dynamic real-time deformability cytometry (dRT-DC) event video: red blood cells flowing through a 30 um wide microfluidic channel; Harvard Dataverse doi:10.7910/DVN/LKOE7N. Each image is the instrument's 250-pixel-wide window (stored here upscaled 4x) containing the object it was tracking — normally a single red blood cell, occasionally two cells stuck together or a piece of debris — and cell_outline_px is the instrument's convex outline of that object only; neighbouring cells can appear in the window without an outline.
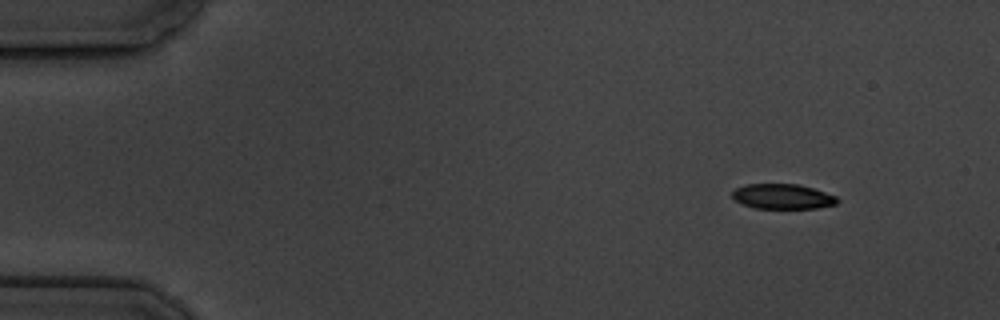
{"species": "common noctule bat (a hibernating species)", "species_latin": "Nyctalus noctula", "temperature_condition": "cold", "stored_images_in_passage": 3, "camera_frame_rate_fps": 3000, "um_per_image_px": 0.085, "animal": {"sex": "male", "body_mass_g": 19.5, "forearm_length_mm": 54.6}, "frame": {"image": 1, "passage_image": 1, "time_ms": 0.0, "image_size_px": [1000, 320], "cell_outline_px": [[840, 200], [836, 204], [816, 208], [756, 208], [744, 204], [736, 200], [732, 196], [732, 192], [736, 188], [748, 184], [796, 184], [812, 188], [836, 196]], "centroid_in_image_um": [66.54, 16.7], "position_along_channel_um": 18.5, "area_um2": 15.09}}
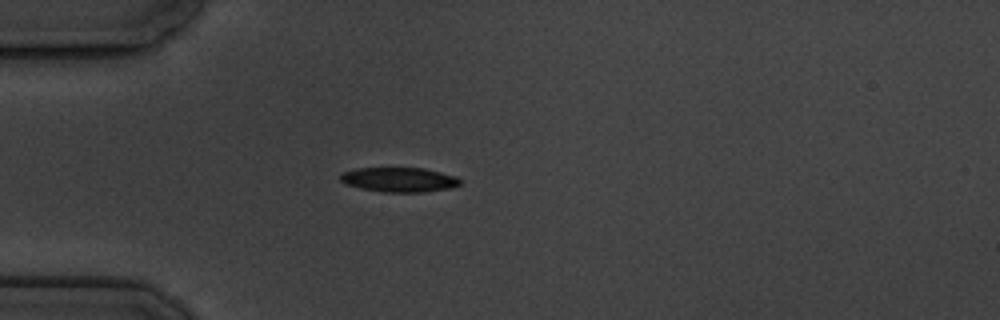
{"frame": {"image": 2, "passage_image": 3, "time_ms": 3.333, "image_size_px": [1000, 320], "cell_outline_px": [[460, 184], [452, 188], [420, 192], [380, 192], [360, 188], [344, 184], [340, 180], [340, 176], [344, 172], [356, 168], [424, 168], [456, 176], [460, 180]], "centroid_in_image_um": [33.91, 15.27], "position_along_channel_um": 51.1, "area_um2": 17.17}}